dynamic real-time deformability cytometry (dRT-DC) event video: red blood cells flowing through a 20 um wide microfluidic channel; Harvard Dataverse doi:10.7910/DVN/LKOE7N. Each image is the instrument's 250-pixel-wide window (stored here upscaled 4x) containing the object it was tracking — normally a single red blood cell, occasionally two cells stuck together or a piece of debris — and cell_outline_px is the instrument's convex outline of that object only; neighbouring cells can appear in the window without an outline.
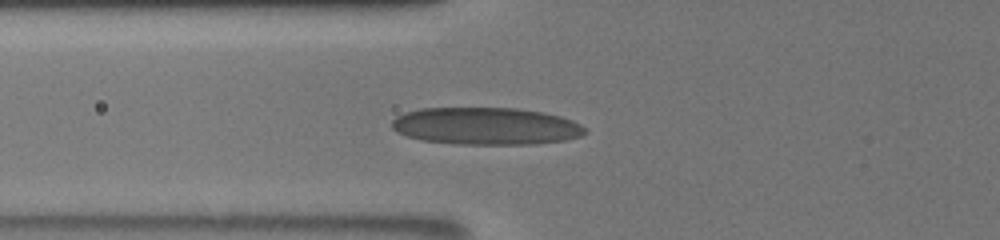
{"species": "human", "species_latin": "Homo sapiens", "temperature_condition": "room temperature", "stored_images_in_passage": 30, "camera_frame_rate_fps": 3000, "um_per_image_px": 0.085, "donor": {"sex": "male"}, "frame": {"image": 1, "passage_image": 7, "time_ms": 4.0, "image_size_px": [1000, 240], "cell_outline_px": [[588, 132], [580, 136], [564, 140], [532, 144], [460, 144], [420, 140], [396, 132], [392, 128], [392, 120], [396, 116], [404, 112], [420, 108], [516, 108], [544, 112], [560, 116], [572, 120], [580, 124]], "centroid_in_image_um": [41.28, 10.71], "position_along_channel_um": 84.5, "area_um2": 42.08}}
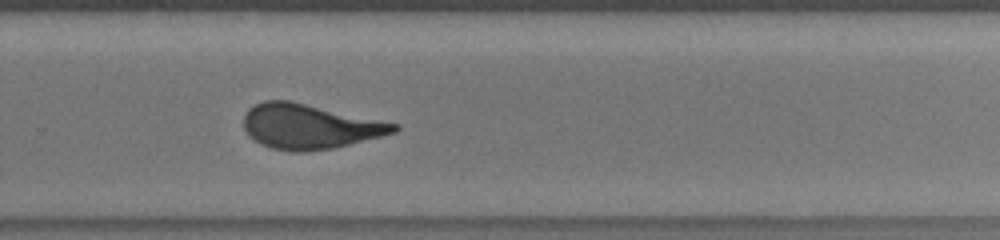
{"frame": {"image": 2, "passage_image": 20, "time_ms": 9.667, "image_size_px": [1000, 240], "cell_outline_px": [[400, 128], [396, 132], [332, 148], [304, 152], [292, 152], [272, 148], [260, 144], [248, 136], [244, 128], [244, 112], [248, 108], [264, 100], [292, 100], [400, 124]], "centroid_in_image_um": [26.29, 10.73], "position_along_channel_um": 303.5, "area_um2": 39.48}}
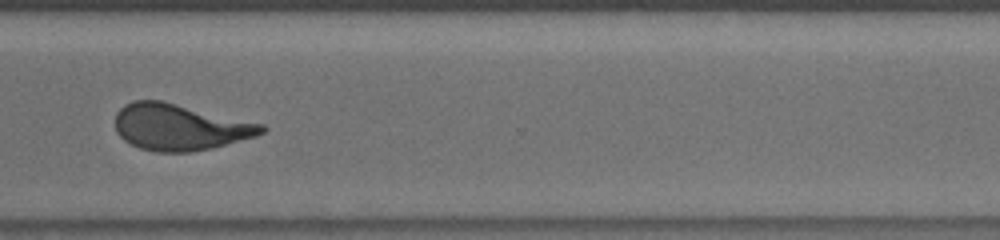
{"frame": {"image": 3, "passage_image": 23, "time_ms": 11.0, "image_size_px": [1000, 240], "cell_outline_px": [[268, 128], [264, 132], [256, 136], [212, 148], [188, 152], [156, 152], [140, 148], [124, 140], [116, 132], [116, 112], [124, 104], [132, 100], [160, 100], [264, 124]], "centroid_in_image_um": [15.27, 10.8], "position_along_channel_um": 355.3, "area_um2": 39.48}, "authors_computed_cell_mechanics": {"area_um2": 39.5063, "velocity_mm_per_s": 3.8762, "shape_relaxation_time_tau1_ms": null, "shape_relaxation_time_tau2_ms": 0.7329, "deformation_change_tau1": null, "deformation_change_tau2": 0.0523}}